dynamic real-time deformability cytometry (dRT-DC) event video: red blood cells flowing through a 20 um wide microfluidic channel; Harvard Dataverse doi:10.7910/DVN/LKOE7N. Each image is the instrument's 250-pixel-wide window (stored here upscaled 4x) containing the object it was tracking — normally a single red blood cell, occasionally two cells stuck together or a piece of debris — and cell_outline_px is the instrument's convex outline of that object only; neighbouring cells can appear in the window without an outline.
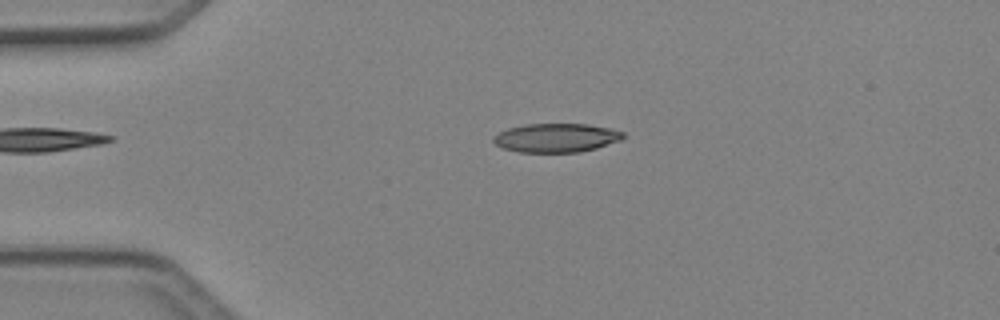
{"species": "Egyptian fruit bat (a non-hibernating species)", "species_latin": "Rousettus aegyptiacus", "temperature_condition": "cold", "stored_images_in_passage": 47, "camera_frame_rate_fps": 3000, "um_per_image_px": 0.085, "animal": {"sex": "female"}, "frame": {"image": 1, "passage_image": 10, "time_ms": 3.0, "image_size_px": [1000, 320], "cell_outline_px": [[624, 136], [620, 140], [596, 148], [580, 152], [520, 152], [504, 148], [496, 144], [492, 140], [492, 136], [508, 128], [524, 124], [588, 124], [612, 128], [624, 132]], "centroid_in_image_um": [47.28, 11.7], "position_along_channel_um": 37.7, "area_um2": 21.79}}
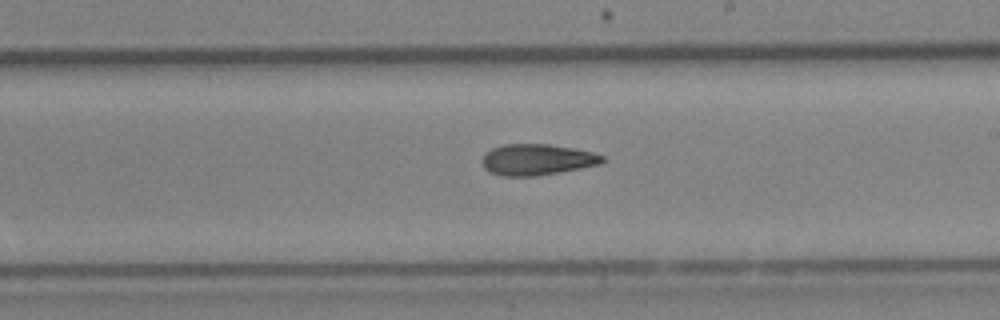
{"frame": {"image": 2, "passage_image": 27, "time_ms": 8.667, "image_size_px": [1000, 320], "cell_outline_px": [[604, 160], [600, 164], [580, 168], [532, 176], [500, 176], [484, 168], [480, 160], [484, 152], [492, 148], [504, 144], [548, 144], [572, 148], [592, 152], [604, 156]], "centroid_in_image_um": [45.58, 13.56], "position_along_channel_um": 243.4, "area_um2": 21.68}}
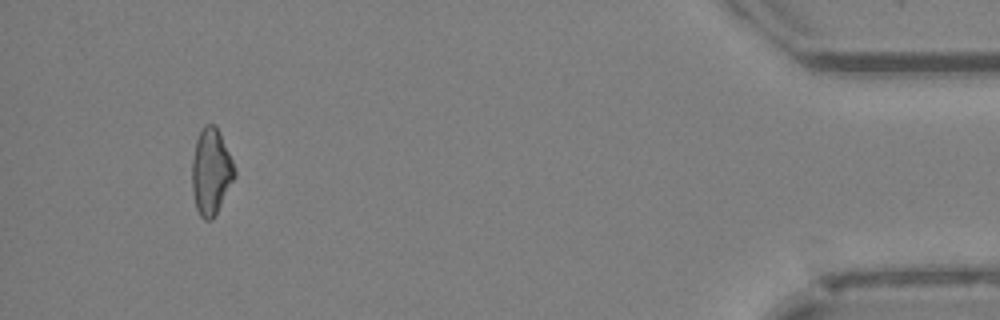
{"frame": {"image": 3, "passage_image": 44, "time_ms": 14.333, "image_size_px": [1000, 320], "cell_outline_px": [[236, 176], [212, 220], [204, 220], [200, 216], [196, 208], [192, 192], [192, 160], [196, 140], [204, 124], [216, 124], [220, 132], [236, 168]], "centroid_in_image_um": [17.94, 14.57], "position_along_channel_um": 417.3, "area_um2": 21.5}, "authors_computed_cell_mechanics": {"area_um2": 21.6172, "velocity_mm_per_s": 4.2621, "shape_relaxation_time_tau1_ms": null, "shape_relaxation_time_tau2_ms": 6.4843, "deformation_change_tau1": null, "deformation_change_tau2": 0.1647}}